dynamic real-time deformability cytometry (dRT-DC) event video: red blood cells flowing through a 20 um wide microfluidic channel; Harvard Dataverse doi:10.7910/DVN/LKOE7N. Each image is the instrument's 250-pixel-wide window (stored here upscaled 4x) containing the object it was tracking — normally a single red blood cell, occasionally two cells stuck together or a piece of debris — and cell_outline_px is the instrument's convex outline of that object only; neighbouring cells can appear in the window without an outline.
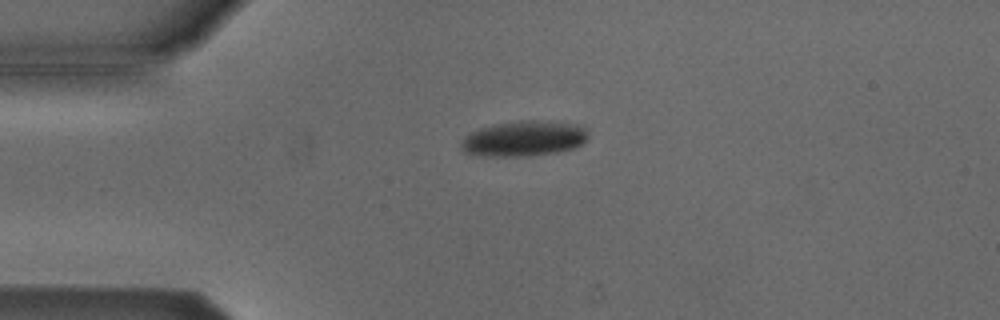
{"species": "Egyptian fruit bat (a non-hibernating species)", "species_latin": "Rousettus aegyptiacus", "temperature_condition": "cold", "stored_images_in_passage": 42, "camera_frame_rate_fps": 3000, "um_per_image_px": 0.085, "animal": {"sex": "male"}, "frame": {"image": 1, "passage_image": 1, "time_ms": 0.0, "image_size_px": [1000, 320], "cell_outline_px": [[588, 140], [576, 148], [556, 152], [528, 156], [488, 156], [464, 152], [460, 148], [460, 144], [464, 136], [480, 128], [496, 124], [520, 120], [536, 120], [576, 124], [584, 128], [588, 136]], "centroid_in_image_um": [44.54, 11.78], "position_along_channel_um": 40.5, "area_um2": 26.18}}
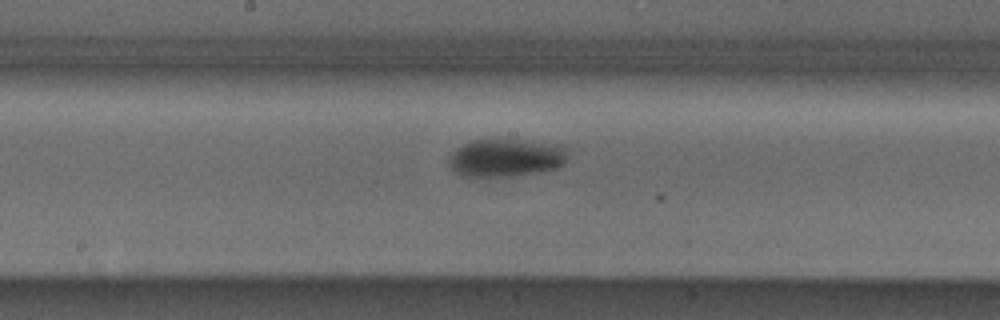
{"frame": {"image": 2, "passage_image": 16, "time_ms": 5.0, "image_size_px": [1000, 320], "cell_outline_px": [[568, 160], [560, 168], [540, 172], [512, 176], [460, 176], [448, 164], [448, 156], [456, 148], [472, 140], [520, 140], [556, 144], [564, 148], [568, 156]], "centroid_in_image_um": [43.01, 13.42], "position_along_channel_um": 205.2, "area_um2": 26.36}}
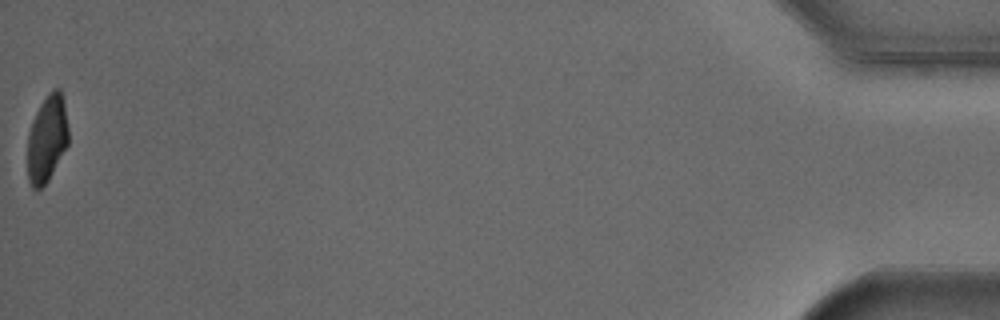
{"frame": {"image": 3, "passage_image": 42, "time_ms": 13.667, "image_size_px": [1000, 320], "cell_outline_px": [[68, 144], [48, 180], [40, 188], [32, 188], [28, 180], [28, 132], [32, 120], [40, 104], [48, 92], [52, 88], [60, 88], [64, 100], [68, 128]], "centroid_in_image_um": [4.0, 11.74], "position_along_channel_um": 431.2, "area_um2": 20.75}, "authors_computed_cell_mechanics": {"area_um2": 26.1256, "velocity_mm_per_s": 3.8226, "shape_relaxation_time_tau1_ms": 2.2498, "shape_relaxation_time_tau2_ms": null, "deformation_change_tau1": 0.1019, "deformation_change_tau2": null}}